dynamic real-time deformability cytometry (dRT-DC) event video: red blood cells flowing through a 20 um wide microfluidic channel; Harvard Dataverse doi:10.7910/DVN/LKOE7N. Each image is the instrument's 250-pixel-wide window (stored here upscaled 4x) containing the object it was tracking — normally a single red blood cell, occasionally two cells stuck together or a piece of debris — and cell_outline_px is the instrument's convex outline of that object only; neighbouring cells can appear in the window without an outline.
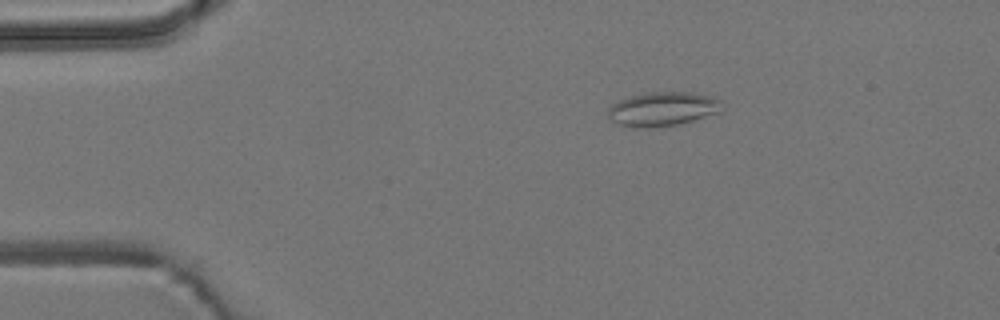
{"species": "common noctule bat (a hibernating species)", "species_latin": "Nyctalus noctula", "temperature_condition": "room temperature", "stored_images_in_passage": 5, "camera_frame_rate_fps": 3000, "um_per_image_px": 0.085, "animal": {"sex": "male", "body_mass_g": 19.2, "forearm_length_mm": 51.8}, "frame": {"image": 1, "passage_image": 2, "time_ms": 1.0, "image_size_px": [1000, 320], "cell_outline_px": [[724, 108], [720, 112], [692, 120], [676, 124], [648, 128], [636, 128], [620, 124], [608, 120], [608, 108], [612, 104], [620, 100], [632, 96], [648, 92], [696, 92], [720, 100]], "centroid_in_image_um": [56.31, 9.26], "position_along_channel_um": 28.7, "area_um2": 22.6}}
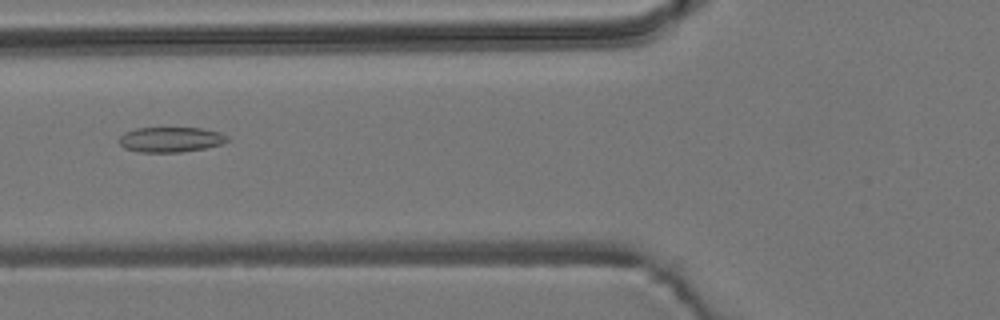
{"frame": {"image": 2, "passage_image": 5, "time_ms": 4.667, "image_size_px": [1000, 320], "cell_outline_px": [[228, 140], [220, 144], [204, 148], [180, 152], [140, 152], [124, 148], [120, 144], [120, 136], [124, 132], [136, 128], [200, 128], [220, 132], [228, 136]], "centroid_in_image_um": [14.49, 11.86], "position_along_channel_um": 111.3, "area_um2": 15.72}}